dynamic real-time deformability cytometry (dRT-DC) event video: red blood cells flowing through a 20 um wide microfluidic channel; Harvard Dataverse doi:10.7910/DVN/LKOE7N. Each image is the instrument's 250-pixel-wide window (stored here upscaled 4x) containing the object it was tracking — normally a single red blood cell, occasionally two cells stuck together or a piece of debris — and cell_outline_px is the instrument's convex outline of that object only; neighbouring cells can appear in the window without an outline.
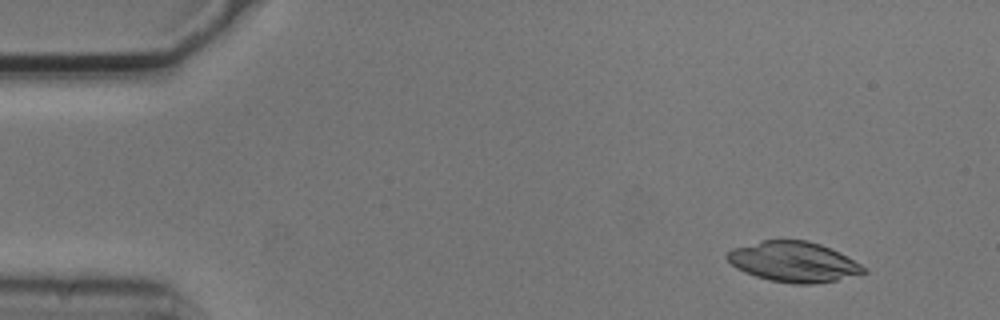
{"species": "common noctule bat (a hibernating species)", "species_latin": "Nyctalus noctula", "temperature_condition": "cold", "stored_images_in_passage": 5, "camera_frame_rate_fps": 3000, "um_per_image_px": 0.085, "animal": {"sex": "male", "body_mass_g": 20.5, "forearm_length_mm": 52.5}, "frame": {"image": 1, "passage_image": 1, "time_ms": 0.0, "image_size_px": [1000, 320], "cell_outline_px": [[868, 272], [836, 280], [812, 284], [792, 284], [772, 280], [756, 276], [744, 272], [736, 268], [724, 256], [732, 248], [764, 240], [808, 240], [820, 244], [840, 252], [868, 268]], "centroid_in_image_um": [67.48, 22.25], "position_along_channel_um": 17.5, "area_um2": 32.02}}